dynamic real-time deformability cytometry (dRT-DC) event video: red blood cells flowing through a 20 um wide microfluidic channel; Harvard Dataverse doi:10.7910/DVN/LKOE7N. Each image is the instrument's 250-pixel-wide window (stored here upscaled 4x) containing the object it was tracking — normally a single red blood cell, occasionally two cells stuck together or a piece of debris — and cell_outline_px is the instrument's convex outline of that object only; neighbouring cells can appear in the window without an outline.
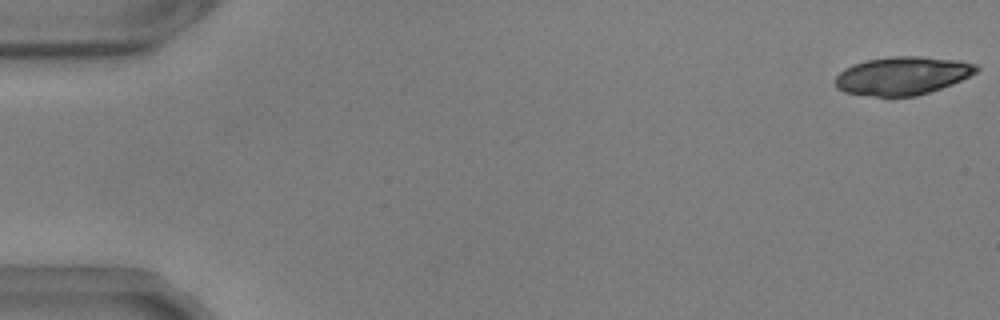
{"species": "common noctule bat (a hibernating species)", "species_latin": "Nyctalus noctula", "temperature_condition": "warm", "stored_images_in_passage": 55, "camera_frame_rate_fps": 3000, "um_per_image_px": 0.085, "animal": {"sex": "male", "body_mass_g": 17.9, "forearm_length_mm": 54.2}, "frame": {"image": 1, "passage_image": 1, "time_ms": 0.0, "image_size_px": [1000, 320], "cell_outline_px": [[980, 68], [976, 72], [952, 84], [916, 96], [872, 96], [844, 92], [836, 88], [836, 76], [844, 68], [852, 64], [864, 60], [888, 56], [920, 56], [960, 60], [976, 64]], "centroid_in_image_um": [76.68, 6.42], "position_along_channel_um": 8.3, "area_um2": 31.5}}